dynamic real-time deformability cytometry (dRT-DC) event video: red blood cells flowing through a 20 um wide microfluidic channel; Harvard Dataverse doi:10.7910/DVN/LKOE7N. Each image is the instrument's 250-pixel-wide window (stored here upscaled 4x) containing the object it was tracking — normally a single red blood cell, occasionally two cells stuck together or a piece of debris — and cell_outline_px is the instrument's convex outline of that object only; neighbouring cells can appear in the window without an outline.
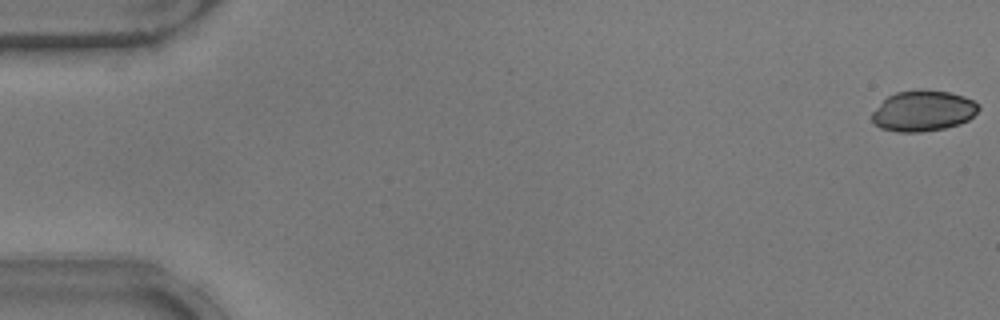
{"species": "common noctule bat (a hibernating species)", "species_latin": "Nyctalus noctula", "temperature_condition": "warm", "stored_images_in_passage": 17, "camera_frame_rate_fps": 3000, "um_per_image_px": 0.085, "animal": {"sex": "male", "body_mass_g": 17.9}, "frame": {"image": 1, "passage_image": 1, "time_ms": 0.0, "image_size_px": [1000, 320], "cell_outline_px": [[980, 108], [968, 120], [960, 124], [944, 128], [920, 132], [896, 132], [880, 128], [872, 120], [872, 112], [888, 96], [896, 92], [916, 88], [920, 88], [948, 92], [964, 96], [980, 104]], "centroid_in_image_um": [78.47, 9.41], "position_along_channel_um": 6.5, "area_um2": 25.49}}